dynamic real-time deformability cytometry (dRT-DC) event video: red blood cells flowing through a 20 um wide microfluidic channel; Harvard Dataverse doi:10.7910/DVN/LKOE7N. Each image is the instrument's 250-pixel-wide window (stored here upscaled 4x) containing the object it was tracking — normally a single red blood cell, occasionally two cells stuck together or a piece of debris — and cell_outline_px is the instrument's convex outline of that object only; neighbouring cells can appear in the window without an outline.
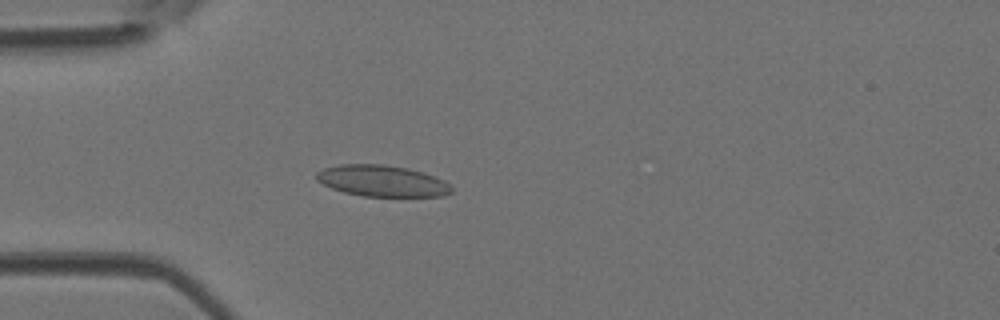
{"species": "Egyptian fruit bat (a non-hibernating species)", "species_latin": "Rousettus aegyptiacus", "temperature_condition": "room temperature", "stored_images_in_passage": 47, "camera_frame_rate_fps": 3000, "um_per_image_px": 0.085, "animal": {"sex": "female"}, "frame": {"image": 1, "passage_image": 13, "time_ms": 4.0, "image_size_px": [1000, 320], "cell_outline_px": [[452, 192], [444, 196], [364, 196], [344, 192], [332, 188], [316, 180], [316, 172], [324, 168], [340, 164], [384, 164], [408, 168], [444, 180], [452, 188]], "centroid_in_image_um": [32.46, 15.37], "position_along_channel_um": 52.5, "area_um2": 24.45}}
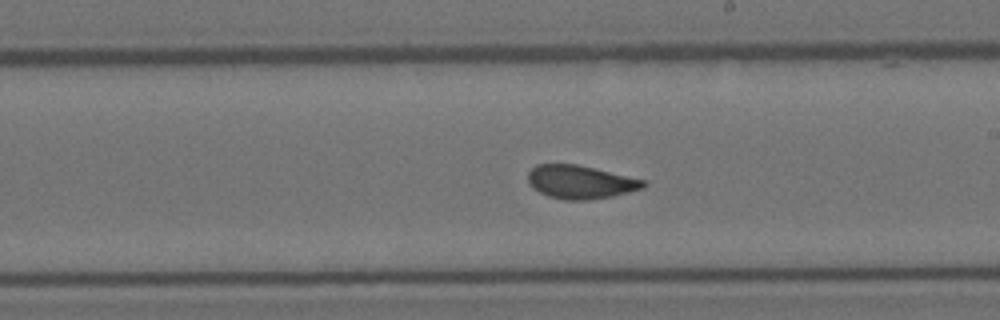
{"frame": {"image": 2, "passage_image": 27, "time_ms": 8.667, "image_size_px": [1000, 320], "cell_outline_px": [[648, 184], [644, 188], [612, 196], [588, 200], [564, 200], [548, 196], [532, 188], [528, 180], [528, 172], [536, 164], [576, 164], [644, 180]], "centroid_in_image_um": [49.31, 15.48], "position_along_channel_um": 239.7, "area_um2": 22.31}}
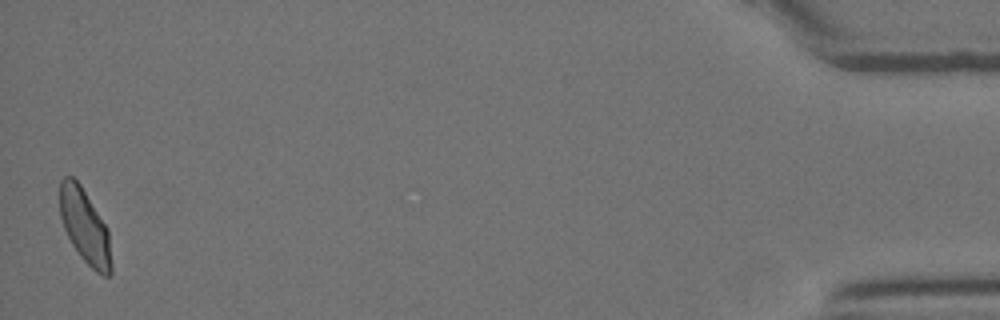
{"frame": {"image": 3, "passage_image": 47, "time_ms": 15.333, "image_size_px": [1000, 320], "cell_outline_px": [[112, 272], [108, 276], [104, 276], [96, 272], [80, 256], [72, 244], [64, 228], [60, 216], [60, 180], [64, 176], [72, 176], [80, 184], [108, 228], [112, 264]], "centroid_in_image_um": [7.22, 19.25], "position_along_channel_um": 428.0, "area_um2": 22.25}, "authors_computed_cell_mechanics": {"area_um2": 23.0622, "velocity_mm_per_s": 4.2018, "shape_relaxation_time_tau1_ms": 6.7955, "shape_relaxation_time_tau2_ms": 0.7326, "deformation_change_tau1": 0.1645, "deformation_change_tau2": 0.0403}}